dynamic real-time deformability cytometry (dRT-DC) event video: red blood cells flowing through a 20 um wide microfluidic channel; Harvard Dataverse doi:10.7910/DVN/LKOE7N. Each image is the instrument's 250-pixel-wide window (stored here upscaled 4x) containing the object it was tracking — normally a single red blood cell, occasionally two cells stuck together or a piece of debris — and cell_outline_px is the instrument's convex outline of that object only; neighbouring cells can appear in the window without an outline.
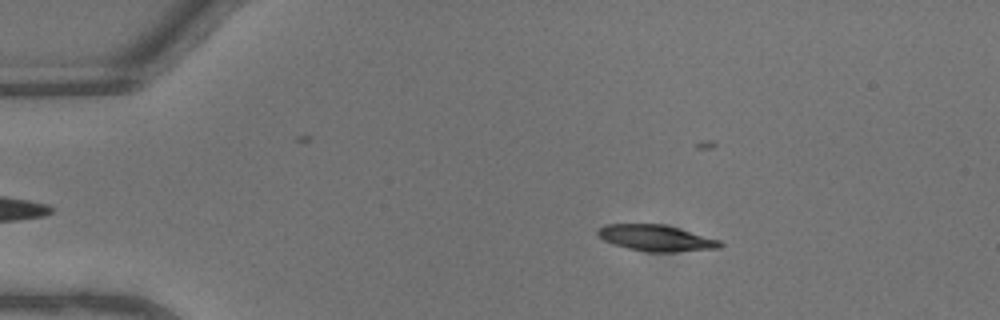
{"species": "common noctule bat (a hibernating species)", "species_latin": "Nyctalus noctula", "temperature_condition": "warm", "stored_images_in_passage": 34, "camera_frame_rate_fps": 3000, "um_per_image_px": 0.085, "animal": {"sex": "male", "body_mass_g": 13.3}, "frame": {"image": 1, "passage_image": 7, "time_ms": 2.0, "image_size_px": [1000, 320], "cell_outline_px": [[724, 244], [720, 248], [672, 252], [648, 252], [628, 248], [604, 240], [596, 232], [596, 228], [604, 224], [664, 224], [720, 240]], "centroid_in_image_um": [55.76, 20.23], "position_along_channel_um": 29.2, "area_um2": 18.55}}
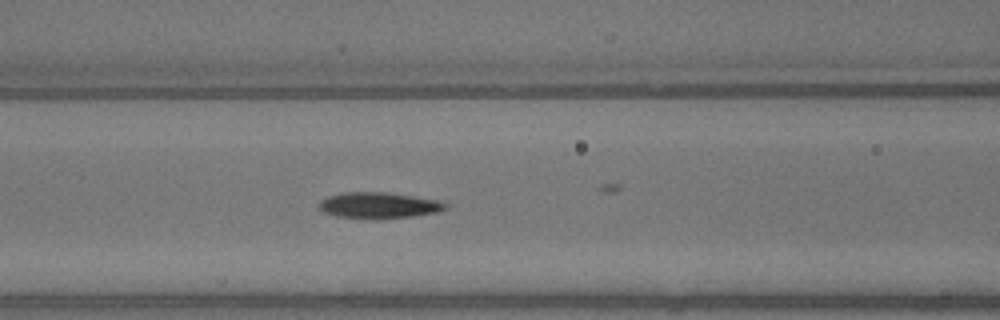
{"frame": {"image": 2, "passage_image": 18, "time_ms": 5.667, "image_size_px": [1000, 320], "cell_outline_px": [[448, 208], [436, 212], [412, 216], [380, 220], [376, 220], [336, 216], [324, 212], [320, 208], [320, 200], [328, 196], [344, 192], [384, 192], [412, 196], [436, 200], [448, 204]], "centroid_in_image_um": [32.18, 17.47], "position_along_channel_um": 134.4, "area_um2": 19.25}}
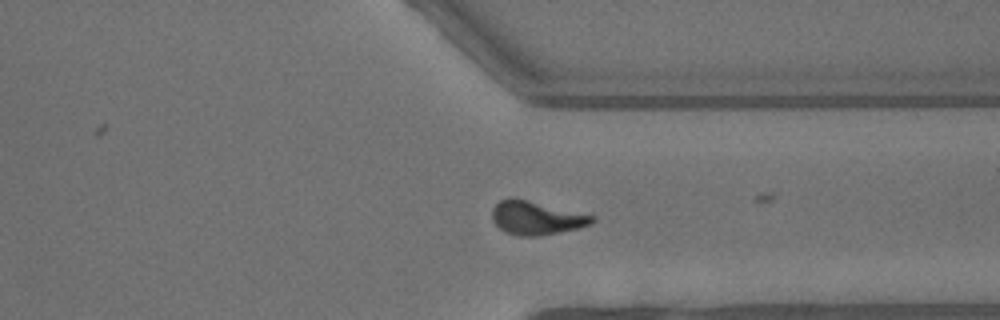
{"frame": {"image": 3, "passage_image": 33, "time_ms": 10.667, "image_size_px": [1000, 320], "cell_outline_px": [[596, 220], [592, 224], [560, 232], [536, 236], [520, 236], [504, 232], [492, 220], [492, 208], [500, 200], [512, 196], [596, 216]], "centroid_in_image_um": [45.57, 18.51], "position_along_channel_um": 365.8, "area_um2": 19.65}}